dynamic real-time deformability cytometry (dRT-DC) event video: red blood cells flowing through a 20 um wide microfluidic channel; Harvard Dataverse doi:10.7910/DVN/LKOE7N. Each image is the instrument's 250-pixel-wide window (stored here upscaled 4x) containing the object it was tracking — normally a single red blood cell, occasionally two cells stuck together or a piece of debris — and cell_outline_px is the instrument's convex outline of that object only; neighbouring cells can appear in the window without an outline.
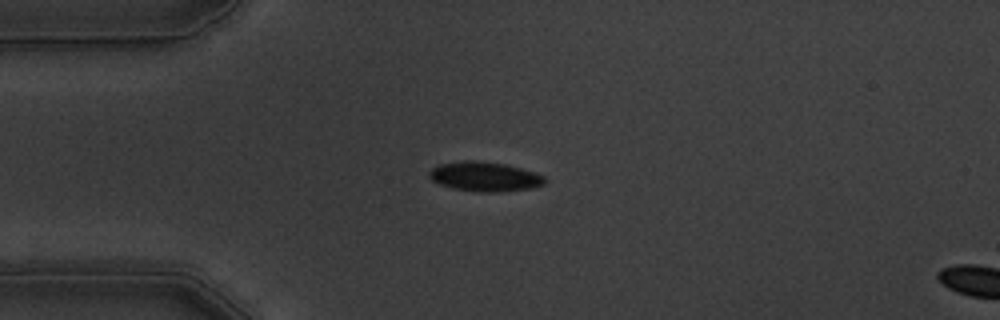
{"species": "common noctule bat (a hibernating species)", "species_latin": "Nyctalus noctula", "temperature_condition": "warm", "stored_images_in_passage": 4, "camera_frame_rate_fps": 3000, "um_per_image_px": 0.085, "animal": {"sex": "male", "body_mass_g": 19.5, "forearm_length_mm": 54.6}, "frame": {"image": 1, "passage_image": 1, "time_ms": 0.0, "image_size_px": [1000, 320], "cell_outline_px": [[548, 180], [544, 184], [532, 188], [504, 192], [476, 192], [452, 188], [440, 184], [432, 180], [428, 176], [428, 172], [432, 168], [440, 164], [464, 160], [476, 160], [504, 164], [536, 172], [544, 176]], "centroid_in_image_um": [41.22, 15.02], "position_along_channel_um": 43.8, "area_um2": 20.11}}